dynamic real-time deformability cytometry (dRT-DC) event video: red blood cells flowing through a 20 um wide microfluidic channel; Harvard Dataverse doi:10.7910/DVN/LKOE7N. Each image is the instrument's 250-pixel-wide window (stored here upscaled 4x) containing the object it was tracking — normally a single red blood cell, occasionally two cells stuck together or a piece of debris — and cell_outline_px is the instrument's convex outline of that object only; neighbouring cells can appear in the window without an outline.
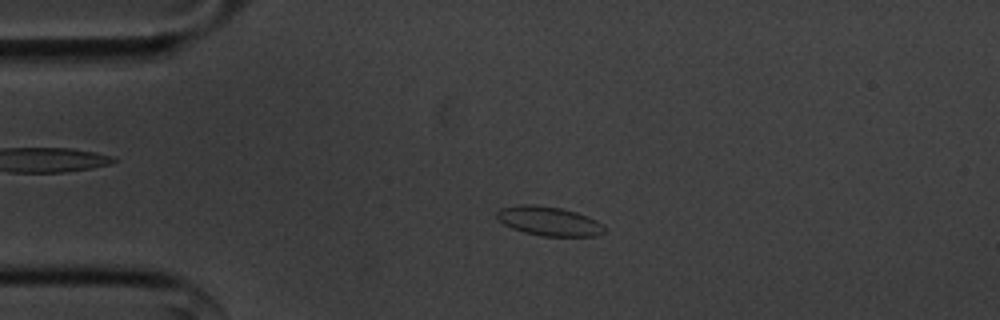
{"species": "common noctule bat (a hibernating species)", "species_latin": "Nyctalus noctula", "temperature_condition": "cold", "stored_images_in_passage": 55, "camera_frame_rate_fps": 3000, "um_per_image_px": 0.085, "animal": {"sex": "male", "body_mass_g": 20.1, "forearm_length_mm": 53.5}, "frame": {"image": 1, "passage_image": 12, "time_ms": 3.667, "image_size_px": [1000, 320], "cell_outline_px": [[604, 232], [596, 236], [540, 236], [524, 232], [512, 228], [504, 224], [496, 216], [496, 212], [500, 208], [520, 204], [532, 204], [560, 208], [576, 212], [596, 220], [604, 228]], "centroid_in_image_um": [46.62, 18.79], "position_along_channel_um": 38.4, "area_um2": 18.15}}
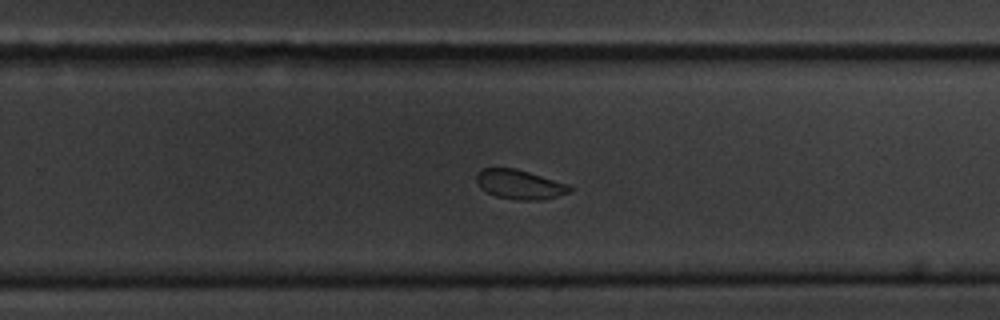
{"frame": {"image": 2, "passage_image": 35, "time_ms": 11.333, "image_size_px": [1000, 320], "cell_outline_px": [[572, 188], [568, 192], [544, 200], [520, 200], [496, 196], [480, 188], [476, 180], [476, 176], [484, 168], [516, 168], [572, 184]], "centroid_in_image_um": [44.22, 15.67], "position_along_channel_um": 285.6, "area_um2": 16.01}}
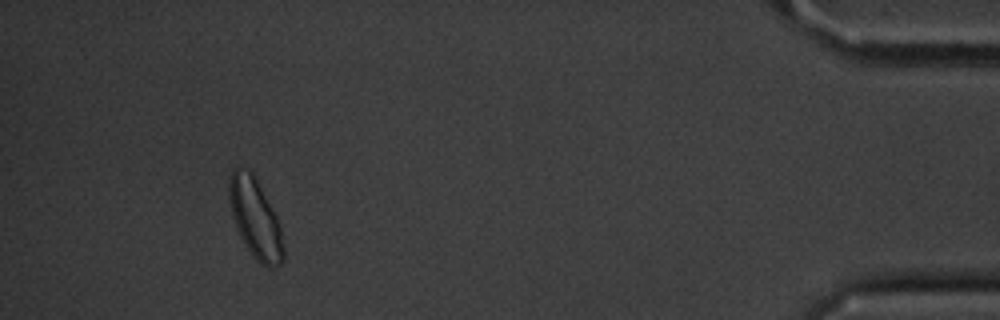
{"frame": {"image": 3, "passage_image": 51, "time_ms": 16.667, "image_size_px": [1000, 320], "cell_outline_px": [[284, 260], [280, 264], [272, 268], [268, 268], [260, 264], [252, 256], [240, 236], [232, 216], [228, 200], [228, 180], [232, 168], [236, 164], [252, 172], [276, 216], [280, 228], [284, 248]], "centroid_in_image_um": [21.66, 18.55], "position_along_channel_um": 413.5, "area_um2": 25.32}, "authors_computed_cell_mechanics": {"area_um2": 17.5712, "velocity_mm_per_s": 3.5932, "shape_relaxation_time_tau1_ms": 2.6875, "shape_relaxation_time_tau2_ms": null, "deformation_change_tau1": 0.0535, "deformation_change_tau2": null}}